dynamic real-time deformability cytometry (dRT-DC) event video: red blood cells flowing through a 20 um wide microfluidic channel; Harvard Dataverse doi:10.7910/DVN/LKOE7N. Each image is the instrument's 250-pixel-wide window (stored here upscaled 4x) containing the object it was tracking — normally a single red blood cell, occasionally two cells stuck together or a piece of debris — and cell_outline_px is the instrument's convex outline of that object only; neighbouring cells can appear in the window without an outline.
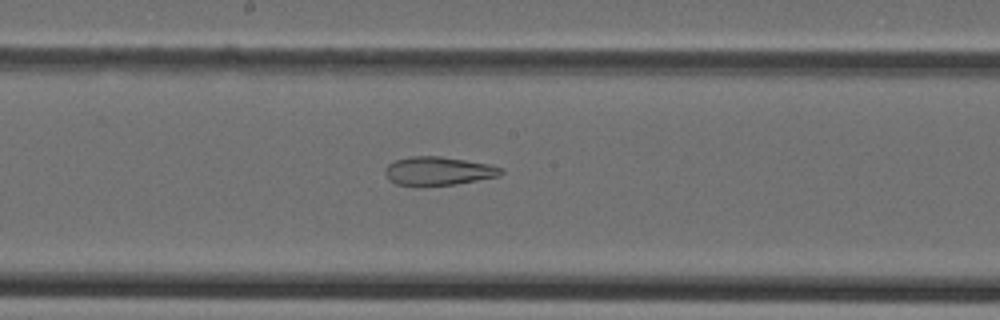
{"species": "Egyptian fruit bat (a non-hibernating species)", "species_latin": "Rousettus aegyptiacus", "temperature_condition": "cold", "stored_images_in_passage": 39, "camera_frame_rate_fps": 3000, "um_per_image_px": 0.085, "animal": {"sex": "female"}, "frame": {"image": 1, "passage_image": 19, "time_ms": 6.0, "image_size_px": [1000, 320], "cell_outline_px": [[504, 172], [500, 176], [456, 184], [396, 184], [388, 180], [384, 172], [384, 168], [388, 164], [396, 160], [412, 156], [440, 156], [488, 164], [504, 168]], "centroid_in_image_um": [37.27, 14.52], "position_along_channel_um": 210.9, "area_um2": 18.96}}
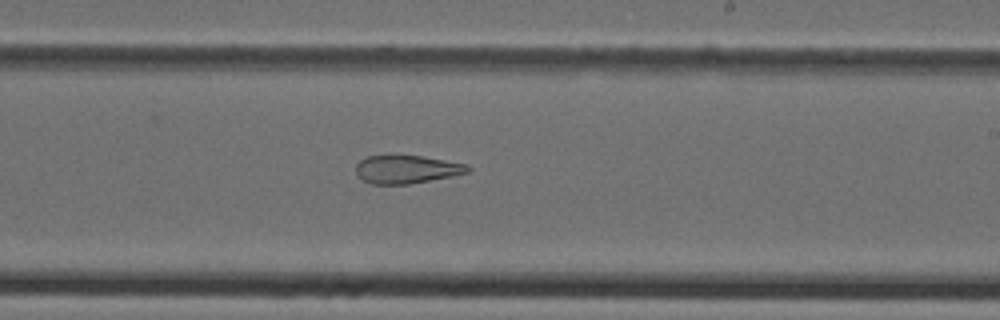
{"frame": {"image": 2, "passage_image": 22, "time_ms": 7.0, "image_size_px": [1000, 320], "cell_outline_px": [[472, 168], [468, 172], [452, 176], [408, 184], [372, 184], [364, 180], [356, 172], [356, 164], [360, 160], [368, 156], [420, 156], [468, 164]], "centroid_in_image_um": [34.59, 14.39], "position_along_channel_um": 254.4, "area_um2": 18.09}}
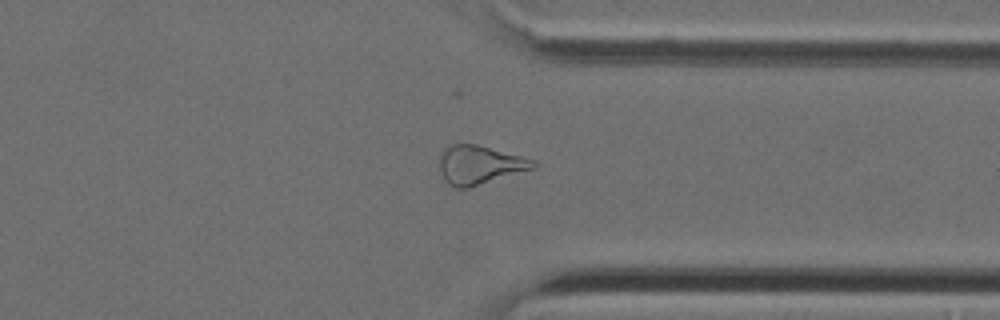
{"frame": {"image": 3, "passage_image": 30, "time_ms": 9.667, "image_size_px": [1000, 320], "cell_outline_px": [[536, 168], [468, 188], [456, 188], [448, 184], [444, 180], [440, 172], [440, 156], [444, 148], [452, 144], [476, 144], [536, 160]], "centroid_in_image_um": [40.76, 14.02], "position_along_channel_um": 370.6, "area_um2": 21.15}}